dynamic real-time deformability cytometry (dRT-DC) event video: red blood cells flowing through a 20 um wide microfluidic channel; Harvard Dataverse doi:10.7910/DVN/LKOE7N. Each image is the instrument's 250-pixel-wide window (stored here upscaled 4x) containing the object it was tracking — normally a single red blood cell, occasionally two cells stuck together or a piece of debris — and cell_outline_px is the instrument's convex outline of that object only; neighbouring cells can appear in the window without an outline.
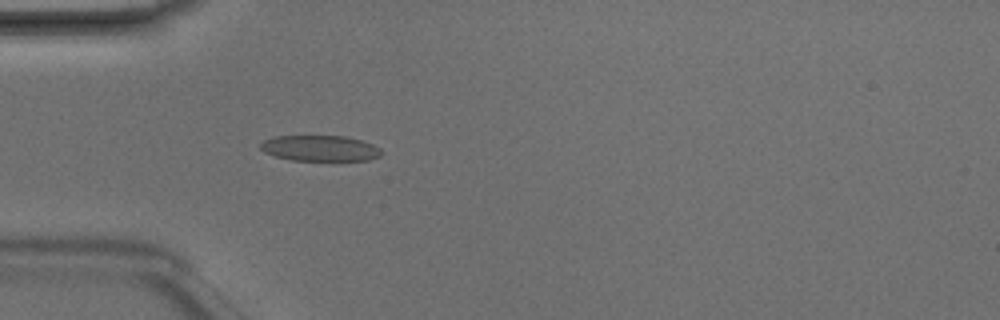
{"species": "Egyptian fruit bat (a non-hibernating species)", "species_latin": "Rousettus aegyptiacus", "temperature_condition": "room temperature", "stored_images_in_passage": 5, "camera_frame_rate_fps": 3000, "um_per_image_px": 0.085, "animal": {"sex": "male"}, "frame": {"image": 1, "passage_image": 5, "time_ms": 1.333, "image_size_px": [1000, 320], "cell_outline_px": [[380, 156], [368, 160], [292, 160], [276, 156], [264, 152], [260, 148], [260, 144], [264, 140], [276, 136], [344, 136], [360, 140], [372, 144], [380, 148]], "centroid_in_image_um": [27.18, 12.6], "position_along_channel_um": 57.8, "area_um2": 17.92}}